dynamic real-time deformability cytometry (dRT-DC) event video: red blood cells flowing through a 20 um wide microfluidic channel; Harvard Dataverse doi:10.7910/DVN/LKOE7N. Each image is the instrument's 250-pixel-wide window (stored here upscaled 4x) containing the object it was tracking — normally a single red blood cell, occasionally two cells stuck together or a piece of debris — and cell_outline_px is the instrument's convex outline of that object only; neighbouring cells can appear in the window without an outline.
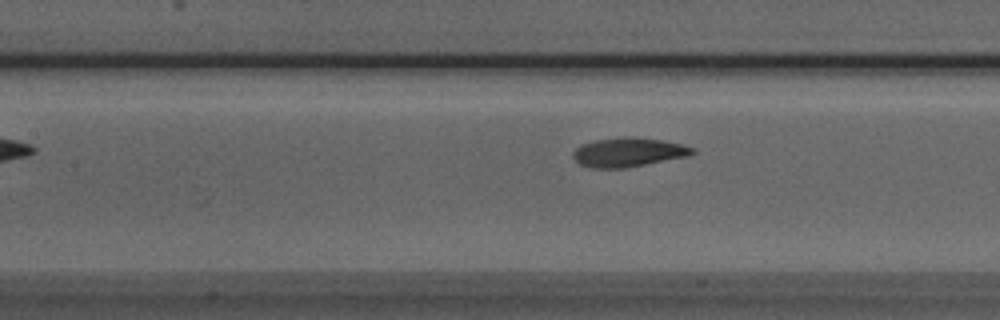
{"species": "Egyptian fruit bat (a non-hibernating species)", "species_latin": "Rousettus aegyptiacus", "temperature_condition": "room temperature", "stored_images_in_passage": 12, "camera_frame_rate_fps": 3000, "um_per_image_px": 0.085, "animal": {"sex": "male"}, "frame": {"image": 1, "passage_image": 9, "time_ms": 2.667, "image_size_px": [1000, 320], "cell_outline_px": [[696, 152], [688, 156], [624, 168], [592, 168], [580, 164], [572, 156], [572, 152], [580, 144], [596, 140], [632, 136], [660, 140], [680, 144], [692, 148]], "centroid_in_image_um": [53.36, 12.94], "position_along_channel_um": 154.0, "area_um2": 20.0}}